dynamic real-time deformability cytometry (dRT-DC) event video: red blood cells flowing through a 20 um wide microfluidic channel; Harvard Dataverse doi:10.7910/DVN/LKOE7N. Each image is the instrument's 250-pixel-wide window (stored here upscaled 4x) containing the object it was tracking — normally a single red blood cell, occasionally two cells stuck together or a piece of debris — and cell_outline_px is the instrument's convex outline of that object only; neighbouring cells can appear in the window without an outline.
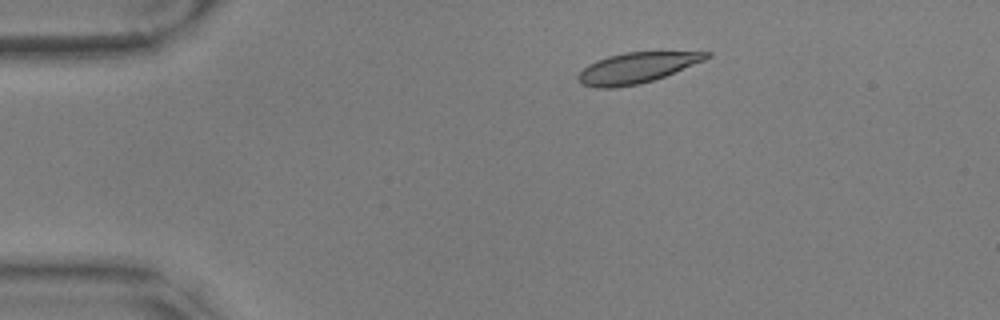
{"species": "common noctule bat (a hibernating species)", "species_latin": "Nyctalus noctula", "temperature_condition": "warm", "stored_images_in_passage": 8, "camera_frame_rate_fps": 3000, "um_per_image_px": 0.085, "animal": {"sex": "male", "body_mass_g": 17.9, "forearm_length_mm": 54.2}, "frame": {"image": 1, "passage_image": 1, "time_ms": 0.0, "image_size_px": [1000, 320], "cell_outline_px": [[712, 56], [704, 60], [664, 76], [640, 84], [616, 88], [596, 88], [584, 84], [576, 76], [588, 64], [596, 60], [608, 56], [624, 52], [712, 52]], "centroid_in_image_um": [54.1, 5.76], "position_along_channel_um": 30.9, "area_um2": 22.6}}